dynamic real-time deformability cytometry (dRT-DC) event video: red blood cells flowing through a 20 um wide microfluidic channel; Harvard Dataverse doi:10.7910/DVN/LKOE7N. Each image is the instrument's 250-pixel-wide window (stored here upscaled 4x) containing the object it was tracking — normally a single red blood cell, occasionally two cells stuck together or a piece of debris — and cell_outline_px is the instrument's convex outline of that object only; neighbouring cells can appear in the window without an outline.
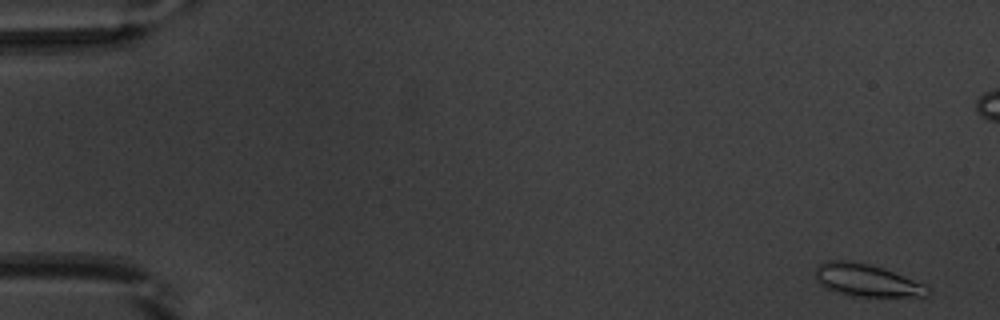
{"species": "common noctule bat (a hibernating species)", "species_latin": "Nyctalus noctula", "temperature_condition": "warm", "stored_images_in_passage": 53, "camera_frame_rate_fps": 3000, "um_per_image_px": 0.085, "animal": {"sex": "male", "body_mass_g": 20.1, "forearm_length_mm": 53.5}, "frame": {"image": 1, "passage_image": 1, "time_ms": 0.0, "image_size_px": [1000, 320], "cell_outline_px": [[932, 292], [928, 296], [848, 296], [828, 288], [820, 284], [816, 280], [816, 268], [820, 264], [828, 260], [848, 260], [868, 264], [884, 268], [928, 284], [932, 288]], "centroid_in_image_um": [73.75, 23.82], "position_along_channel_um": 11.2, "area_um2": 21.44}}
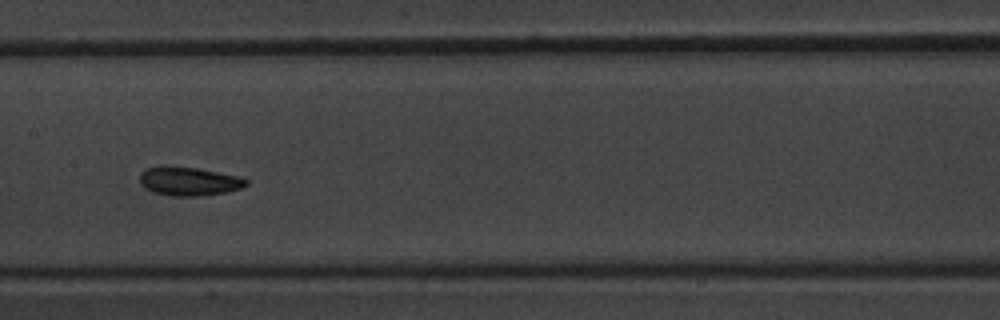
{"frame": {"image": 2, "passage_image": 26, "time_ms": 8.333, "image_size_px": [1000, 320], "cell_outline_px": [[248, 184], [240, 188], [228, 192], [200, 196], [172, 196], [152, 192], [144, 188], [140, 184], [140, 172], [148, 168], [160, 164], [164, 164], [196, 168], [236, 176], [248, 180]], "centroid_in_image_um": [15.98, 15.4], "position_along_channel_um": 191.4, "area_um2": 18.03}}
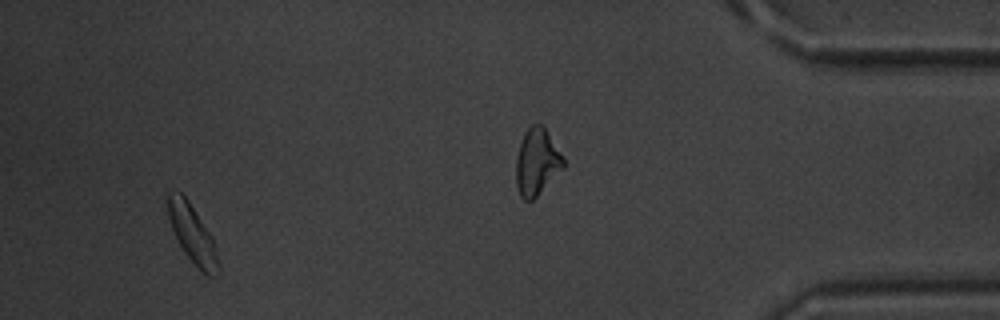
{"frame": {"image": 3, "passage_image": 49, "time_ms": 16.0, "image_size_px": [1000, 320], "cell_outline_px": [[220, 272], [216, 276], [208, 276], [184, 252], [172, 228], [168, 216], [168, 192], [180, 192], [188, 200], [212, 236], [216, 244], [220, 264]], "centroid_in_image_um": [16.41, 19.92], "position_along_channel_um": 418.8, "area_um2": 16.82}, "authors_computed_cell_mechanics": {"area_um2": 17.2244, "velocity_mm_per_s": 3.8654, "shape_relaxation_time_tau1_ms": null, "shape_relaxation_time_tau2_ms": 3.9371, "deformation_change_tau1": null, "deformation_change_tau2": 0.0984}}